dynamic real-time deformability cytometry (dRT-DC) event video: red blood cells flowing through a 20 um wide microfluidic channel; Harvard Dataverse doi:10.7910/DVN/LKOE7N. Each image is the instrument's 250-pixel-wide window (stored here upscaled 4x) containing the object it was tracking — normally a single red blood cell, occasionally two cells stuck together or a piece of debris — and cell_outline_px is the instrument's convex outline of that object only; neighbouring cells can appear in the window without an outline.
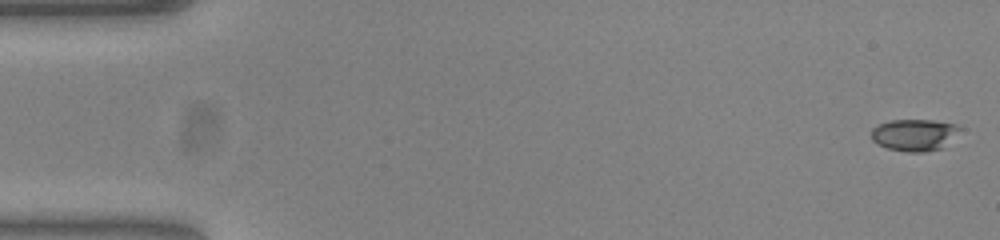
{"species": "common noctule bat (a hibernating species)", "species_latin": "Nyctalus noctula", "temperature_condition": "warm", "stored_images_in_passage": 53, "camera_frame_rate_fps": 3000, "um_per_image_px": 0.085, "animal": {"sex": "female", "body_mass_g": 23.0, "forearm_length_mm": 53.4}, "frame": {"image": 1, "passage_image": 1, "time_ms": 0.0, "image_size_px": [1000, 240], "cell_outline_px": [[960, 128], [944, 148], [924, 152], [908, 152], [888, 148], [876, 144], [872, 140], [872, 128], [876, 124], [892, 120], [932, 120], [956, 124]], "centroid_in_image_um": [77.68, 11.47], "position_along_channel_um": 7.3, "area_um2": 16.42}}
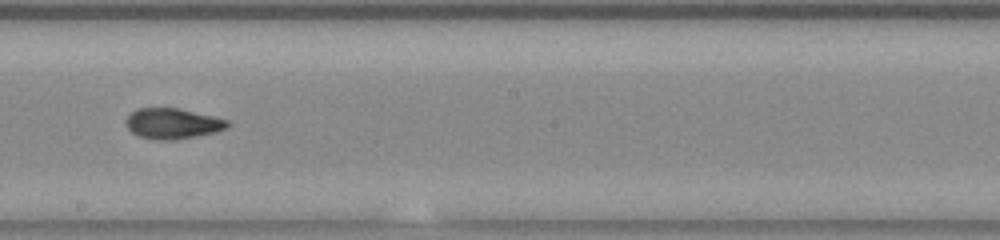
{"frame": {"image": 2, "passage_image": 30, "time_ms": 9.667, "image_size_px": [1000, 240], "cell_outline_px": [[232, 124], [228, 128], [196, 136], [176, 140], [152, 140], [136, 136], [128, 128], [124, 120], [136, 108], [180, 108], [228, 120]], "centroid_in_image_um": [14.65, 10.51], "position_along_channel_um": 233.6, "area_um2": 18.26}}
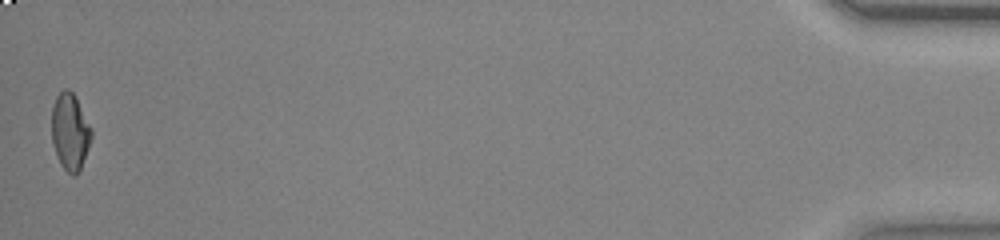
{"frame": {"image": 3, "passage_image": 53, "time_ms": 17.333, "image_size_px": [1000, 240], "cell_outline_px": [[92, 136], [88, 148], [80, 168], [76, 176], [72, 176], [60, 164], [52, 140], [52, 108], [56, 96], [64, 88], [68, 88], [76, 96], [92, 128]], "centroid_in_image_um": [5.96, 11.16], "position_along_channel_um": 429.2, "area_um2": 17.74}, "authors_computed_cell_mechanics": {"area_um2": 17.7446, "velocity_mm_per_s": 3.8493, "shape_relaxation_time_tau1_ms": 10.5476, "shape_relaxation_time_tau2_ms": 1.8559, "deformation_change_tau1": 0.2516, "deformation_change_tau2": 0.0813}}